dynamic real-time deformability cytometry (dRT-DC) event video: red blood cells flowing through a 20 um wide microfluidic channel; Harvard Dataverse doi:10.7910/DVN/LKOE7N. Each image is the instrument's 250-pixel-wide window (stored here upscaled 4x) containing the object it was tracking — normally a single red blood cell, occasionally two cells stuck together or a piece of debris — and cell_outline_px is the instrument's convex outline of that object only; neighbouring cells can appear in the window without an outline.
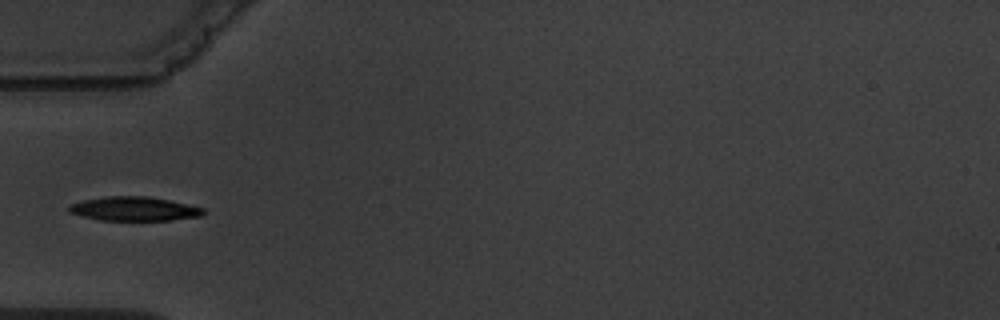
{"species": "common noctule bat (a hibernating species)", "species_latin": "Nyctalus noctula", "temperature_condition": "warm", "stored_images_in_passage": 1, "camera_frame_rate_fps": 3000, "um_per_image_px": 0.085, "animal": {"sex": "male", "body_mass_g": 19.5, "forearm_length_mm": 54.6}, "frame": {"image": 1, "passage_image": 1, "time_ms": 0.0, "image_size_px": [1000, 320], "cell_outline_px": [[208, 212], [200, 216], [172, 220], [100, 220], [80, 216], [68, 212], [68, 204], [84, 200], [108, 196], [148, 196], [168, 200], [204, 208]], "centroid_in_image_um": [11.38, 17.75], "position_along_channel_um": 73.6, "area_um2": 18.9}}